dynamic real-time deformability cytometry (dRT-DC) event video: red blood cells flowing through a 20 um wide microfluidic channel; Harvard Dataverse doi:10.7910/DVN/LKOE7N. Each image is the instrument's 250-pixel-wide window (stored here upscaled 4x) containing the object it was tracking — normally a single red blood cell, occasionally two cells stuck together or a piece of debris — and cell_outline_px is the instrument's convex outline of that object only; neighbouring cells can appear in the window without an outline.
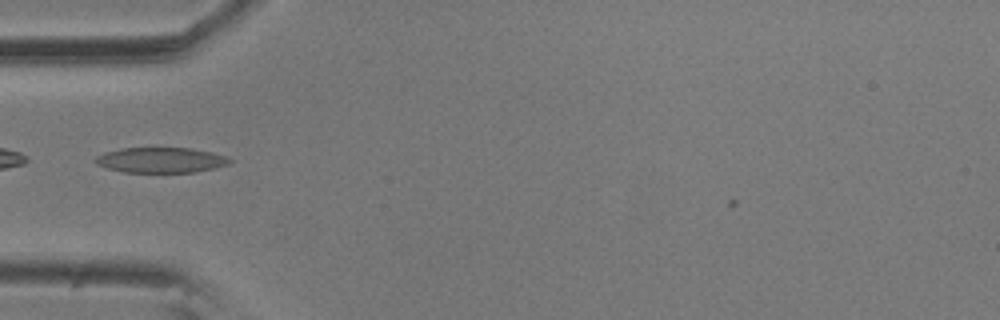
{"species": "common noctule bat (a hibernating species)", "species_latin": "Nyctalus noctula", "temperature_condition": "room temperature", "stored_images_in_passage": 38, "camera_frame_rate_fps": 3000, "um_per_image_px": 0.085, "animal": {"sex": "male", "body_mass_g": 20.5, "forearm_length_mm": 52.5}, "frame": {"image": 1, "passage_image": 1, "time_ms": 0.0, "image_size_px": [1000, 320], "cell_outline_px": [[232, 160], [228, 164], [216, 168], [196, 172], [124, 172], [108, 168], [96, 164], [92, 160], [96, 156], [104, 152], [120, 148], [192, 148], [212, 152], [224, 156]], "centroid_in_image_um": [13.65, 13.6], "position_along_channel_um": 71.4, "area_um2": 19.88}}